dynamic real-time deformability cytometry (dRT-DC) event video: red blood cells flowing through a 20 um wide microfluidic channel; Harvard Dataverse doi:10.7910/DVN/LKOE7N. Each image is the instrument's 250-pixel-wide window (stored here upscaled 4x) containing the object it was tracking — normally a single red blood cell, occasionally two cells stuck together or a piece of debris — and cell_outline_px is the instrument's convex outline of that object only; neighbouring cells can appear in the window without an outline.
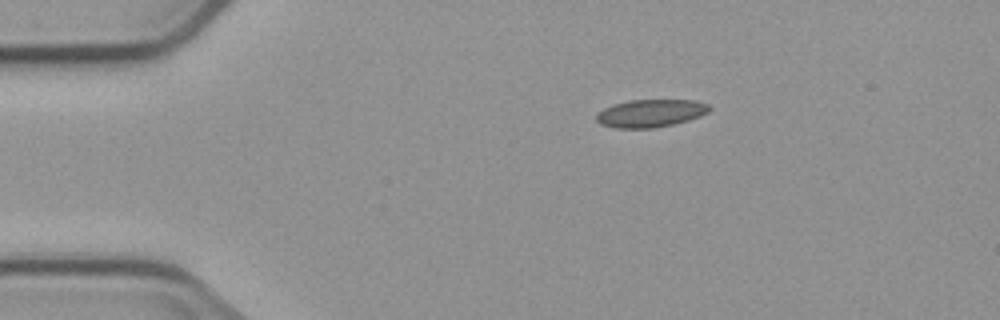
{"species": "common noctule bat (a hibernating species)", "species_latin": "Nyctalus noctula", "temperature_condition": "cold", "stored_images_in_passage": 3, "camera_frame_rate_fps": 3000, "um_per_image_px": 0.085, "animal": {"sex": "male", "body_mass_g": 23.1, "forearm_length_mm": 52.7}, "frame": {"image": 1, "passage_image": 1, "time_ms": 0.0, "image_size_px": [1000, 320], "cell_outline_px": [[712, 108], [708, 112], [700, 116], [688, 120], [672, 124], [652, 128], [616, 128], [600, 124], [596, 120], [596, 116], [604, 108], [628, 100], [696, 100], [708, 104]], "centroid_in_image_um": [55.32, 9.62], "position_along_channel_um": 29.7, "area_um2": 18.15}}
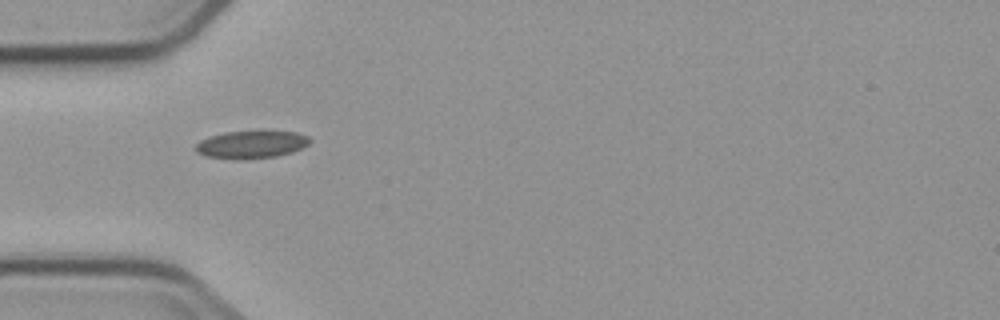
{"frame": {"image": 2, "passage_image": 3, "time_ms": 2.333, "image_size_px": [1000, 320], "cell_outline_px": [[312, 140], [308, 144], [292, 152], [276, 156], [204, 156], [196, 152], [196, 144], [200, 140], [208, 136], [224, 132], [260, 128], [264, 128], [296, 132], [308, 136]], "centroid_in_image_um": [21.43, 12.16], "position_along_channel_um": 63.6, "area_um2": 18.32}}